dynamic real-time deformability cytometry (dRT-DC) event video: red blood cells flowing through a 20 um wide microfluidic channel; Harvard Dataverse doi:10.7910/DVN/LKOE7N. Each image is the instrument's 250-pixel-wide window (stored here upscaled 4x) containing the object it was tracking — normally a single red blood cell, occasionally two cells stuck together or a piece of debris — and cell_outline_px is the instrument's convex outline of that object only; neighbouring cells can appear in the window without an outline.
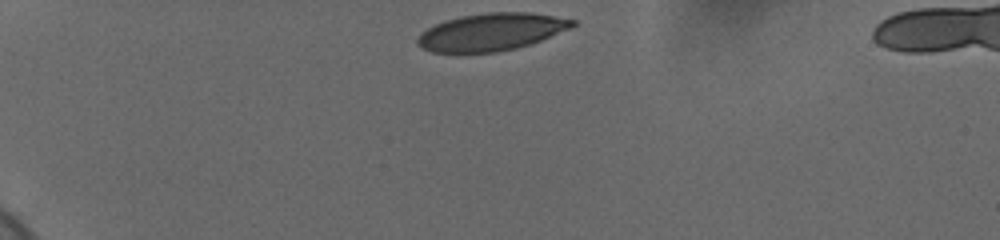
{"species": "human", "species_latin": "Homo sapiens", "temperature_condition": "cold", "stored_images_in_passage": 36, "camera_frame_rate_fps": 3000, "um_per_image_px": 0.085, "donor": {"sex": "female"}, "frame": {"image": 1, "passage_image": 1, "time_ms": 0.0, "image_size_px": [1000, 240], "cell_outline_px": [[576, 24], [572, 28], [532, 44], [516, 48], [496, 52], [432, 52], [420, 48], [416, 44], [416, 40], [420, 32], [444, 20], [460, 16], [488, 12], [528, 12], [576, 20]], "centroid_in_image_um": [41.75, 2.72], "position_along_channel_um": 43.3, "area_um2": 33.93}}
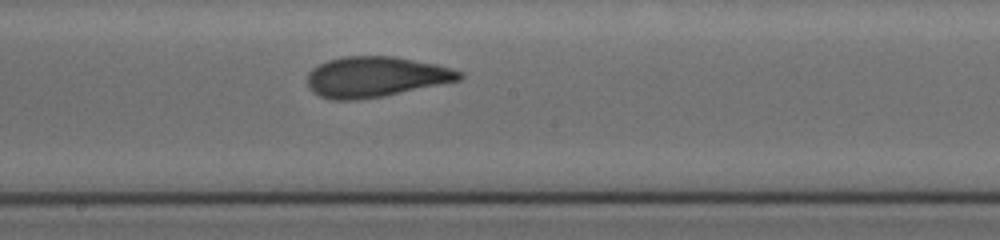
{"frame": {"image": 2, "passage_image": 20, "time_ms": 6.333, "image_size_px": [1000, 240], "cell_outline_px": [[464, 76], [460, 80], [384, 96], [356, 100], [332, 100], [320, 96], [312, 92], [308, 88], [308, 72], [312, 68], [328, 60], [344, 56], [396, 56], [436, 64], [452, 68], [464, 72]], "centroid_in_image_um": [31.93, 6.53], "position_along_channel_um": 216.3, "area_um2": 36.07}}
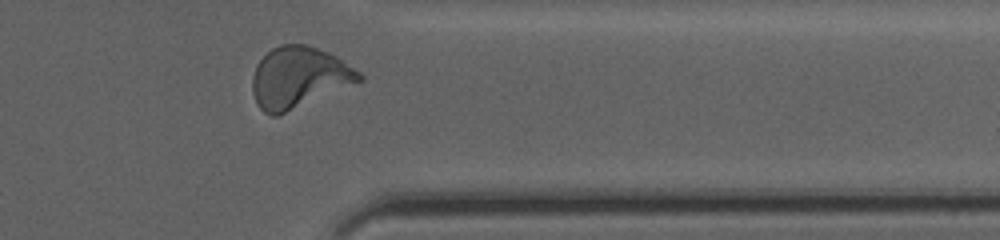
{"frame": {"image": 3, "passage_image": 34, "time_ms": 11.0, "image_size_px": [1000, 240], "cell_outline_px": [[364, 80], [276, 116], [272, 116], [264, 112], [260, 108], [252, 92], [252, 76], [256, 64], [272, 48], [280, 44], [308, 44], [328, 52], [336, 56], [360, 72], [364, 76]], "centroid_in_image_um": [25.4, 6.57], "position_along_channel_um": 386.0, "area_um2": 37.86}, "authors_computed_cell_mechanics": {"area_um2": 35.7493, "velocity_mm_per_s": 3.6856, "shape_relaxation_time_tau1_ms": 7.1874, "shape_relaxation_time_tau2_ms": 1.0209, "deformation_change_tau1": 0.2232, "deformation_change_tau2": 0.0733}}